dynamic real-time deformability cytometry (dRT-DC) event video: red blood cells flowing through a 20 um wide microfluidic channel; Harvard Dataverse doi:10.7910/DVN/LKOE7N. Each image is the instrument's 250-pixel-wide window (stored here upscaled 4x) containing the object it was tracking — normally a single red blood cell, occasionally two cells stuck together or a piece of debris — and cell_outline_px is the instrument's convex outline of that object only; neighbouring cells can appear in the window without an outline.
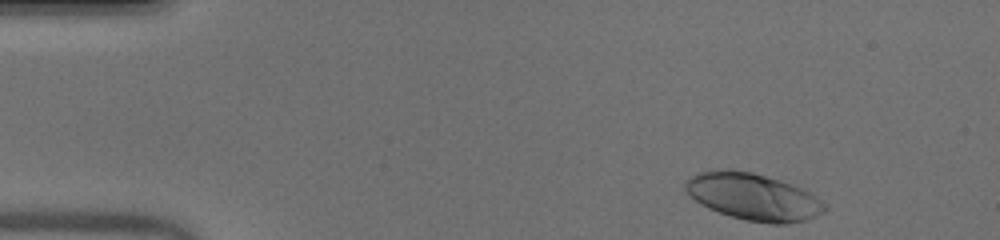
{"species": "human", "species_latin": "Homo sapiens", "temperature_condition": "warm", "stored_images_in_passage": 46, "camera_frame_rate_fps": 3000, "um_per_image_px": 0.085, "donor": {"sex": "male"}, "frame": {"image": 1, "passage_image": 1, "time_ms": 0.0, "image_size_px": [1000, 240], "cell_outline_px": [[828, 208], [824, 212], [816, 216], [804, 220], [788, 224], [772, 224], [744, 220], [708, 208], [700, 204], [684, 188], [684, 184], [692, 176], [700, 172], [752, 172], [780, 180], [800, 188], [808, 192], [820, 200]], "centroid_in_image_um": [64.07, 16.77], "position_along_channel_um": 20.9, "area_um2": 36.99}}
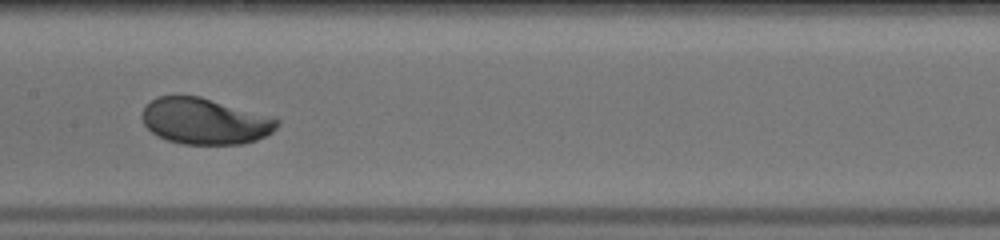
{"frame": {"image": 2, "passage_image": 21, "time_ms": 6.667, "image_size_px": [1000, 240], "cell_outline_px": [[280, 124], [272, 132], [256, 140], [240, 144], [184, 144], [168, 140], [156, 136], [144, 124], [140, 116], [144, 108], [156, 96], [200, 96], [276, 116], [280, 120]], "centroid_in_image_um": [17.46, 10.29], "position_along_channel_um": 189.9, "area_um2": 36.7}}
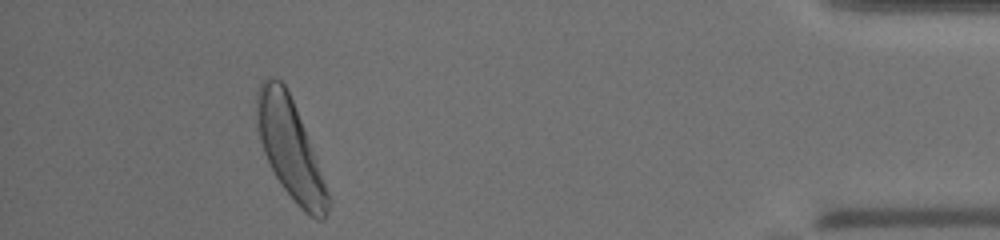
{"frame": {"image": 3, "passage_image": 42, "time_ms": 13.667, "image_size_px": [1000, 240], "cell_outline_px": [[332, 204], [324, 220], [320, 220], [304, 212], [296, 204], [280, 184], [264, 152], [256, 128], [256, 92], [260, 84], [268, 76], [272, 76], [280, 80], [284, 84], [292, 100], [304, 128], [332, 200]], "centroid_in_image_um": [24.66, 12.67], "position_along_channel_um": 410.5, "area_um2": 40.92}, "authors_computed_cell_mechanics": {"area_um2": 36.703, "velocity_mm_per_s": 3.9612, "shape_relaxation_time_tau1_ms": 2.0513, "shape_relaxation_time_tau2_ms": null, "deformation_change_tau1": 0.1387, "deformation_change_tau2": null}}